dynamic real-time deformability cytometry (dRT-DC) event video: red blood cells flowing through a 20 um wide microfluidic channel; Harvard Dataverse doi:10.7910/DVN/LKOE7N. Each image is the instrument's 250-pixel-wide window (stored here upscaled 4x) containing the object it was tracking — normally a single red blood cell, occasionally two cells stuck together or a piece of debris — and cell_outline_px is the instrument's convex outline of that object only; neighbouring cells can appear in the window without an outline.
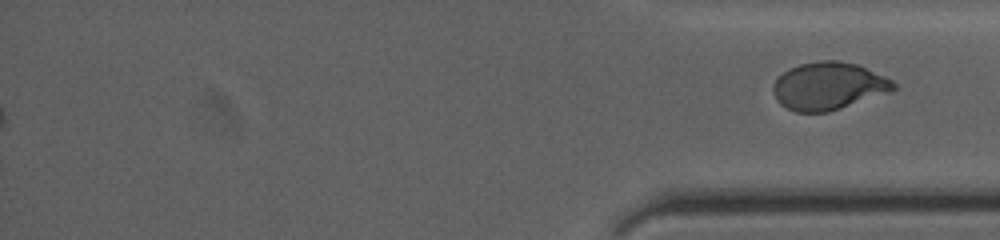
{"species": "human", "species_latin": "Homo sapiens", "temperature_condition": "cold", "stored_images_in_passage": 47, "segment_of_instrument_passage": [2, 2], "camera_frame_rate_fps": 3000, "um_per_image_px": 0.085, "donor": {"sex": "female"}, "frame": {"image": 1, "passage_image": 47, "time_ms": 20.333, "image_size_px": [1000, 240], "cell_outline_px": [[896, 88], [840, 108], [828, 112], [796, 112], [780, 104], [776, 100], [772, 92], [772, 84], [784, 72], [800, 64], [820, 60], [840, 60], [856, 64], [884, 76], [892, 80], [896, 84]], "centroid_in_image_um": [70.36, 7.3], "position_along_channel_um": 364.8, "area_um2": 32.83}}